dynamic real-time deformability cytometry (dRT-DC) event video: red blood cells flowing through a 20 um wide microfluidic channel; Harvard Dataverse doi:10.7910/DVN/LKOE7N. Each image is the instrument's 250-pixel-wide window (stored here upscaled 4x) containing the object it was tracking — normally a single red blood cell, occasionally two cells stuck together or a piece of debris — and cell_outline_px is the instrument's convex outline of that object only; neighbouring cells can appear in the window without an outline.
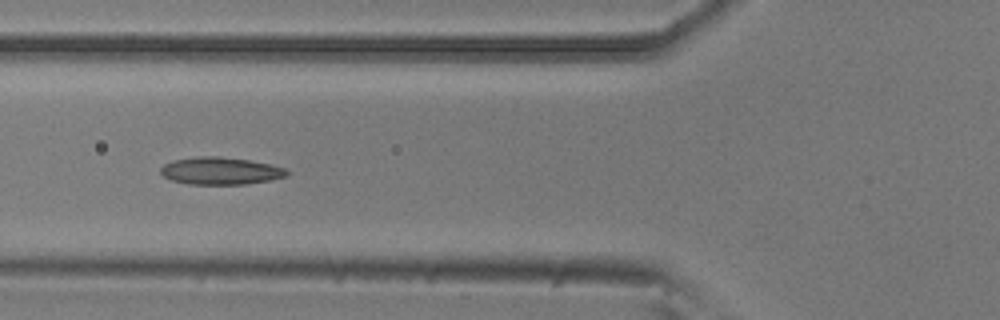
{"species": "common noctule bat (a hibernating species)", "species_latin": "Nyctalus noctula", "temperature_condition": "room temperature", "stored_images_in_passage": 7, "camera_frame_rate_fps": 3000, "um_per_image_px": 0.085, "animal": {"sex": "male", "body_mass_g": 20.5, "forearm_length_mm": 52.5}, "frame": {"image": 1, "passage_image": 6, "time_ms": 1.667, "image_size_px": [1000, 320], "cell_outline_px": [[288, 176], [268, 180], [244, 184], [188, 184], [172, 180], [164, 176], [160, 172], [160, 168], [164, 164], [176, 160], [196, 156], [220, 156], [248, 160], [272, 164], [284, 168], [288, 172]], "centroid_in_image_um": [18.74, 14.52], "position_along_channel_um": 107.1, "area_um2": 20.0}}
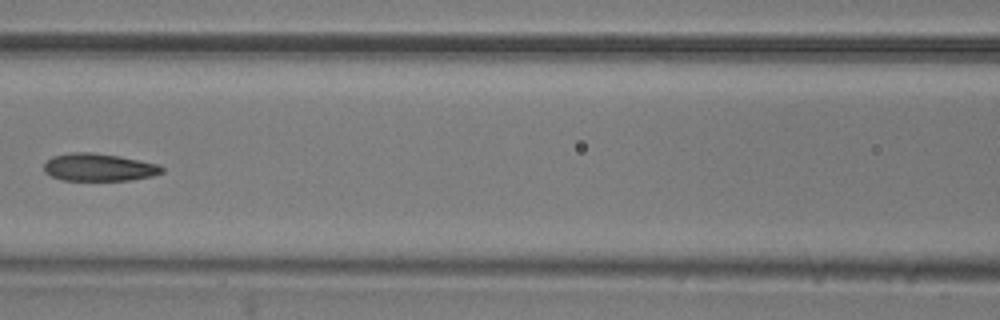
{"frame": {"image": 2, "passage_image": 7, "time_ms": 2.0, "image_size_px": [1000, 320], "cell_outline_px": [[164, 172], [152, 176], [128, 180], [60, 180], [44, 172], [44, 164], [52, 156], [72, 152], [92, 152], [120, 156], [160, 164], [164, 168]], "centroid_in_image_um": [8.42, 14.21], "position_along_channel_um": 158.2, "area_um2": 19.07}}